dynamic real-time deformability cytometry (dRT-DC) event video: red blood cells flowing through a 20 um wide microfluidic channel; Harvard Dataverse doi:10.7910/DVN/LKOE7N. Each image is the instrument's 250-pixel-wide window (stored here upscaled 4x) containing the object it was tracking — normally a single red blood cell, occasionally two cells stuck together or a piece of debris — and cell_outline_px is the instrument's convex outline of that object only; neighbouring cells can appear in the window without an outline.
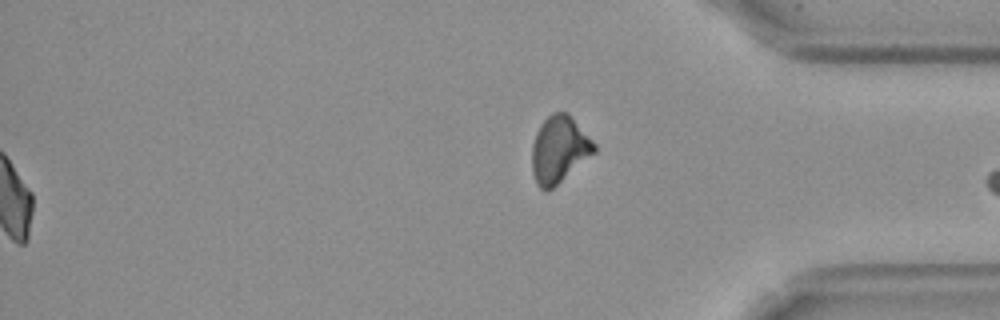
{"species": "Egyptian fruit bat (a non-hibernating species)", "species_latin": "Rousettus aegyptiacus", "temperature_condition": "cold", "stored_images_in_passage": 50, "segment_of_instrument_passage": [2, 2], "camera_frame_rate_fps": 3000, "um_per_image_px": 0.085, "frame": {"image": 1, "passage_image": 50, "time_ms": 16.333, "image_size_px": [1000, 320], "cell_outline_px": [[596, 152], [548, 192], [540, 188], [536, 184], [532, 172], [532, 144], [536, 132], [540, 124], [552, 112], [568, 112], [596, 144]], "centroid_in_image_um": [47.52, 12.71], "position_along_channel_um": 387.7, "area_um2": 24.39}}